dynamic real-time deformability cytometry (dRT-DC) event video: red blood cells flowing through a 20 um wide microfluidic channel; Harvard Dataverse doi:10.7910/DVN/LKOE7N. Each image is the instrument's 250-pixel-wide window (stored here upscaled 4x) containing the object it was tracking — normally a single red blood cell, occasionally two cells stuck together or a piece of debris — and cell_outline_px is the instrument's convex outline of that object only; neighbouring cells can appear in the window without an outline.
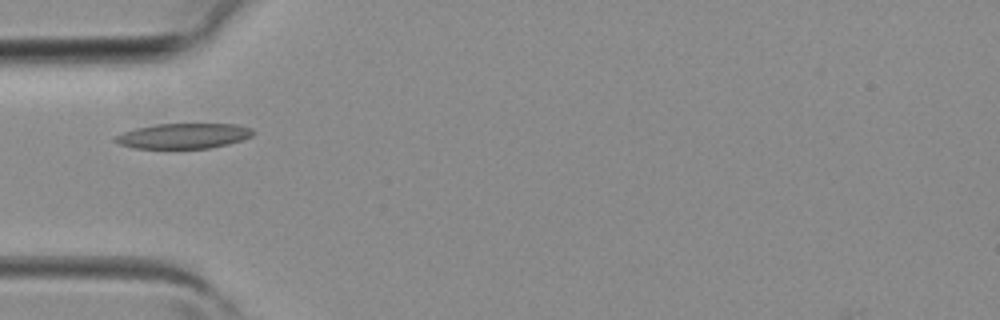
{"species": "common noctule bat (a hibernating species)", "species_latin": "Nyctalus noctula", "temperature_condition": "room temperature", "stored_images_in_passage": 4, "camera_frame_rate_fps": 3000, "um_per_image_px": 0.085, "animal": {"sex": "female", "body_mass_g": 19.3, "forearm_length_mm": 54.1}, "frame": {"image": 1, "passage_image": 4, "time_ms": 1.0, "image_size_px": [1000, 320], "cell_outline_px": [[252, 136], [244, 140], [228, 144], [208, 148], [132, 148], [120, 144], [112, 140], [116, 136], [124, 132], [136, 128], [156, 124], [236, 124], [252, 128]], "centroid_in_image_um": [15.61, 11.55], "position_along_channel_um": 69.4, "area_um2": 20.17}}